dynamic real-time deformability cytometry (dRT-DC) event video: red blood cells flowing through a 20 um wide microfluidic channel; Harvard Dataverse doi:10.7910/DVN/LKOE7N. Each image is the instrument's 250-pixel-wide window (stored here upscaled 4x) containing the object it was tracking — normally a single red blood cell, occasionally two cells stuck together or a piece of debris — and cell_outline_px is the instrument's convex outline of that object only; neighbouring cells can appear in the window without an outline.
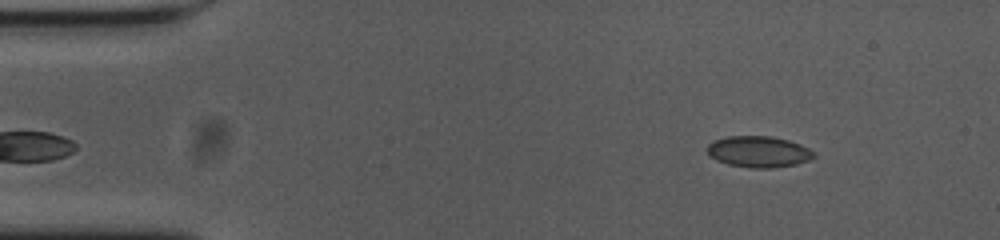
{"species": "common noctule bat (a hibernating species)", "species_latin": "Nyctalus noctula", "temperature_condition": "cold", "stored_images_in_passage": 55, "camera_frame_rate_fps": 3000, "um_per_image_px": 0.085, "animal": {"sex": "female", "body_mass_g": 23.0, "forearm_length_mm": 53.4}, "frame": {"image": 1, "passage_image": 6, "time_ms": 1.667, "image_size_px": [1000, 240], "cell_outline_px": [[816, 156], [808, 160], [796, 164], [772, 168], [752, 168], [728, 164], [716, 160], [708, 156], [704, 148], [712, 140], [728, 136], [772, 136], [788, 140], [800, 144], [816, 152]], "centroid_in_image_um": [64.44, 12.89], "position_along_channel_um": 20.6, "area_um2": 19.71}}
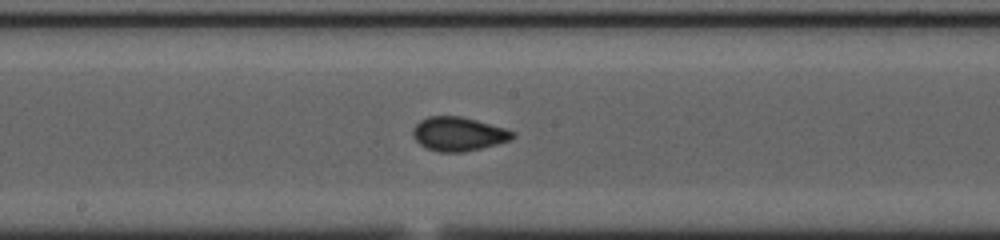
{"frame": {"image": 2, "passage_image": 28, "time_ms": 9.0, "image_size_px": [1000, 240], "cell_outline_px": [[516, 136], [508, 140], [496, 144], [480, 148], [460, 152], [440, 152], [428, 148], [420, 144], [412, 136], [412, 128], [420, 120], [428, 116], [460, 116], [476, 120], [504, 128], [516, 132]], "centroid_in_image_um": [38.94, 11.37], "position_along_channel_um": 209.3, "area_um2": 19.54}}
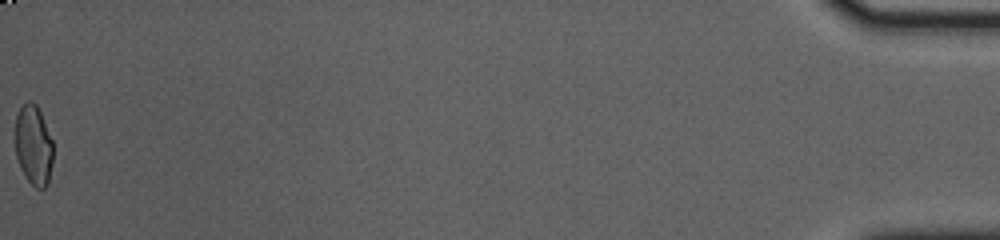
{"frame": {"image": 3, "passage_image": 55, "time_ms": 18.0, "image_size_px": [1000, 240], "cell_outline_px": [[52, 164], [48, 184], [44, 188], [36, 188], [28, 180], [20, 168], [16, 156], [16, 116], [20, 108], [28, 100], [32, 100], [36, 104], [40, 112], [52, 140]], "centroid_in_image_um": [2.85, 12.35], "position_along_channel_um": 432.3, "area_um2": 17.51}, "authors_computed_cell_mechanics": {"area_um2": 18.6694, "velocity_mm_per_s": 3.6538, "shape_relaxation_time_tau1_ms": 4.5635, "shape_relaxation_time_tau2_ms": 1.1208, "deformation_change_tau1": 0.1238, "deformation_change_tau2": 0.0525}}